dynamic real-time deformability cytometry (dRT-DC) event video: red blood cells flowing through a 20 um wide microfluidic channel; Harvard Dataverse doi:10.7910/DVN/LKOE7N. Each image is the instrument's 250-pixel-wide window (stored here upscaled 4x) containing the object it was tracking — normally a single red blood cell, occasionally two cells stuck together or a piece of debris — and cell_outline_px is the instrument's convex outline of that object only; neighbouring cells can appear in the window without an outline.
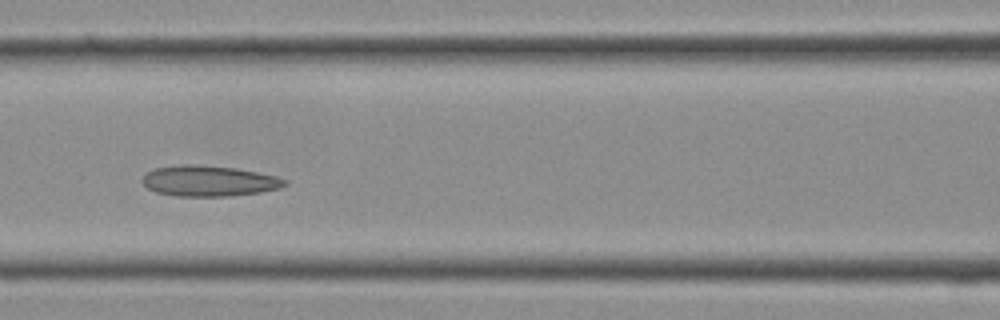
{"species": "Egyptian fruit bat (a non-hibernating species)", "species_latin": "Rousettus aegyptiacus", "temperature_condition": "cold", "stored_images_in_passage": 18, "camera_frame_rate_fps": 3000, "um_per_image_px": 0.085, "frame": {"image": 1, "passage_image": 13, "time_ms": 4.0, "image_size_px": [1000, 320], "cell_outline_px": [[288, 184], [280, 188], [260, 192], [232, 196], [176, 196], [156, 192], [148, 188], [140, 180], [148, 172], [156, 168], [180, 164], [192, 164], [236, 168], [276, 176], [288, 180]], "centroid_in_image_um": [17.78, 15.38], "position_along_channel_um": 148.8, "area_um2": 25.49}}
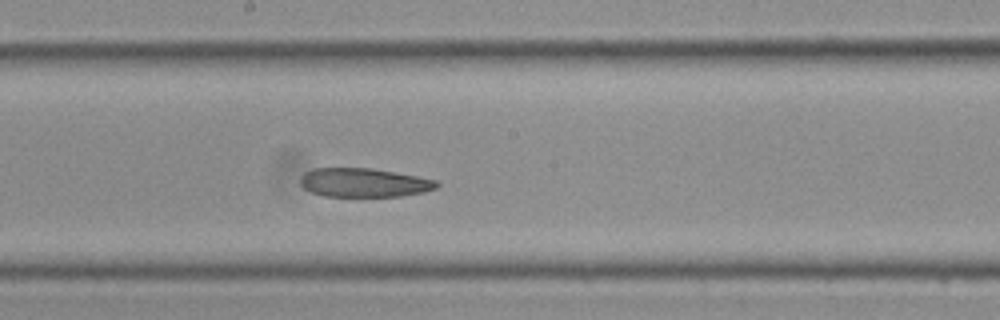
{"frame": {"image": 2, "passage_image": 16, "time_ms": 5.0, "image_size_px": [1000, 320], "cell_outline_px": [[440, 184], [436, 188], [424, 192], [400, 196], [324, 196], [312, 192], [304, 188], [300, 184], [300, 180], [304, 172], [312, 168], [372, 168], [396, 172], [436, 180]], "centroid_in_image_um": [30.93, 15.51], "position_along_channel_um": 217.3, "area_um2": 22.95}}
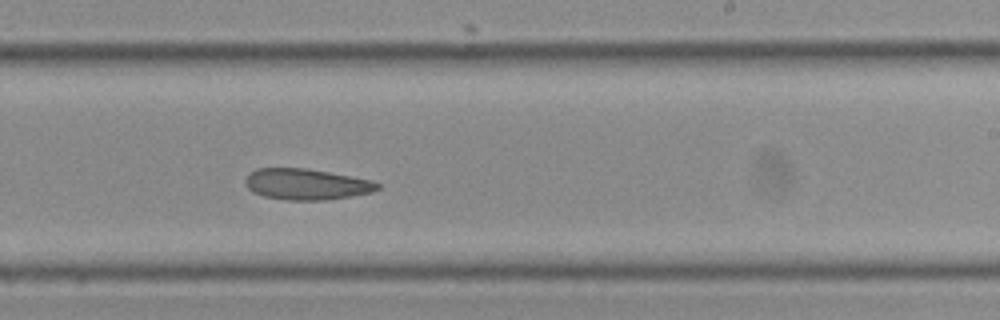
{"frame": {"image": 3, "passage_image": 18, "time_ms": 5.667, "image_size_px": [1000, 320], "cell_outline_px": [[380, 188], [372, 192], [352, 196], [324, 200], [284, 200], [264, 196], [252, 192], [244, 184], [244, 180], [248, 172], [256, 168], [308, 168], [372, 180], [380, 184]], "centroid_in_image_um": [26.01, 15.65], "position_along_channel_um": 263.0, "area_um2": 24.16}}